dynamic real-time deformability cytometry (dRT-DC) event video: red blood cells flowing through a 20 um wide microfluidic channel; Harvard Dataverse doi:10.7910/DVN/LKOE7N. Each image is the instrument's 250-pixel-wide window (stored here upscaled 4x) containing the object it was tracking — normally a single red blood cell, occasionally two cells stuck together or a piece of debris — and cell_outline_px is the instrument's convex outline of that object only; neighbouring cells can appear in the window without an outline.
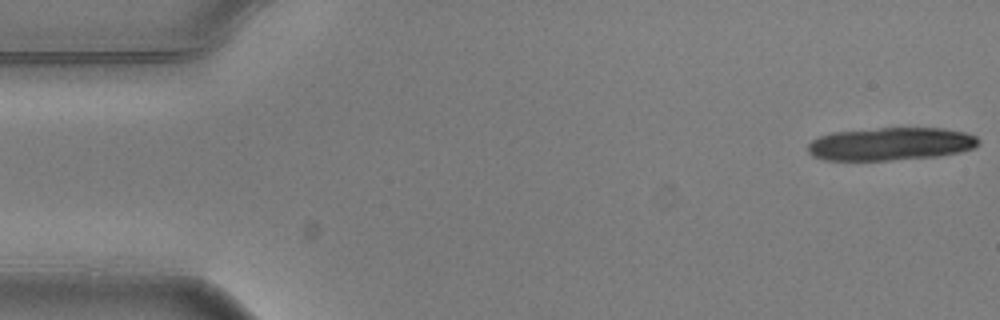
{"species": "common noctule bat (a hibernating species)", "species_latin": "Nyctalus noctula", "temperature_condition": "warm", "stored_images_in_passage": 7, "camera_frame_rate_fps": 3000, "um_per_image_px": 0.085, "animal": {"sex": "male", "body_mass_g": 20.5, "forearm_length_mm": 52.5}, "frame": {"image": 1, "passage_image": 1, "time_ms": 0.0, "image_size_px": [1000, 320], "cell_outline_px": [[980, 144], [972, 148], [960, 152], [940, 156], [888, 160], [824, 160], [812, 156], [808, 152], [808, 144], [812, 140], [820, 136], [832, 132], [880, 128], [944, 128], [964, 132], [976, 136], [980, 140]], "centroid_in_image_um": [75.71, 12.23], "position_along_channel_um": 9.3, "area_um2": 32.83}}
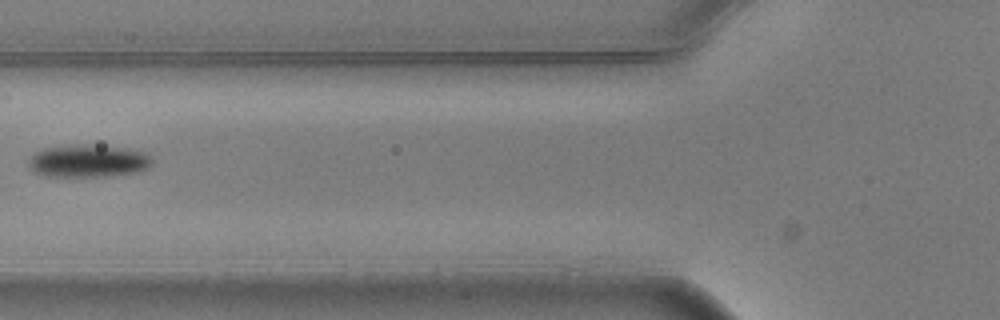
{"frame": {"image": 2, "passage_image": 7, "time_ms": 2.0, "image_size_px": [1000, 320], "cell_outline_px": [[152, 164], [148, 168], [136, 172], [108, 176], [44, 176], [28, 168], [28, 160], [36, 152], [44, 148], [76, 144], [88, 144], [128, 148], [148, 152], [152, 156]], "centroid_in_image_um": [7.53, 13.67], "position_along_channel_um": 118.3, "area_um2": 23.76}}